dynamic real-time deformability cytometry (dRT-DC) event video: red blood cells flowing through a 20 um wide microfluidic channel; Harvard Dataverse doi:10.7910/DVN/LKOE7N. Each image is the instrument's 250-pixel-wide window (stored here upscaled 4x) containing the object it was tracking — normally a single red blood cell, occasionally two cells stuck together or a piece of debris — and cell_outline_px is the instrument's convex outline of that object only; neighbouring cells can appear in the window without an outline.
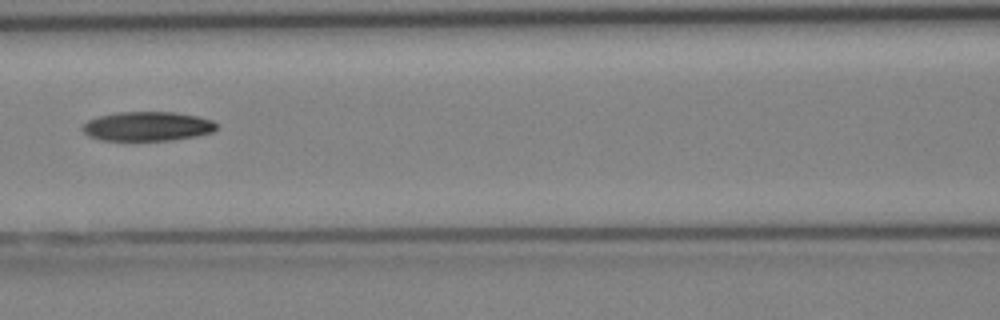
{"species": "Egyptian fruit bat (a non-hibernating species)", "species_latin": "Rousettus aegyptiacus", "temperature_condition": "cold", "stored_images_in_passage": 4, "camera_frame_rate_fps": 3000, "um_per_image_px": 0.085, "animal": {"sex": "female"}, "frame": {"image": 1, "passage_image": 4, "time_ms": 3.333, "image_size_px": [1000, 320], "cell_outline_px": [[216, 128], [212, 132], [196, 136], [172, 140], [100, 140], [88, 136], [80, 128], [88, 120], [100, 116], [116, 112], [176, 112], [200, 116], [212, 120], [216, 124]], "centroid_in_image_um": [12.53, 10.73], "position_along_channel_um": 154.1, "area_um2": 22.95}}